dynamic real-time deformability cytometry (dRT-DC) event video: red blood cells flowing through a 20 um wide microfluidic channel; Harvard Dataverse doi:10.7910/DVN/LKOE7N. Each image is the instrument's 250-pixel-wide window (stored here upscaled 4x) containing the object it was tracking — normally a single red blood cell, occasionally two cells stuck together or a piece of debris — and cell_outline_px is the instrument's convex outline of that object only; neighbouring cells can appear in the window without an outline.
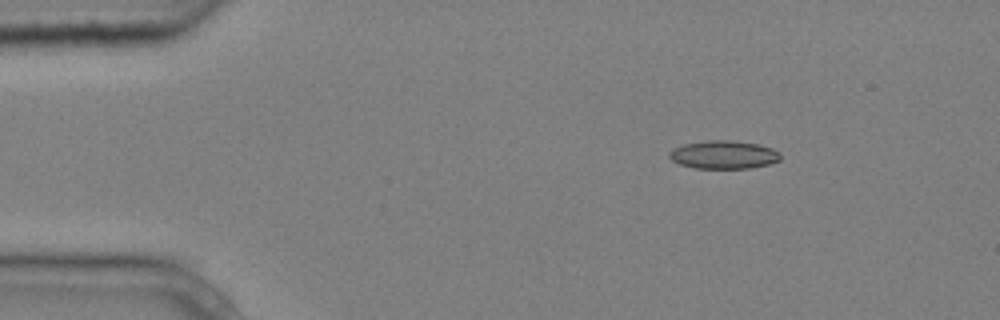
{"species": "common noctule bat (a hibernating species)", "species_latin": "Nyctalus noctula", "temperature_condition": "cold", "stored_images_in_passage": 4, "camera_frame_rate_fps": 3000, "um_per_image_px": 0.085, "animal": {"sex": "male", "body_mass_g": 20.4}, "frame": {"image": 1, "passage_image": 2, "time_ms": 0.333, "image_size_px": [1000, 320], "cell_outline_px": [[780, 160], [768, 164], [748, 168], [692, 168], [680, 164], [672, 160], [668, 156], [668, 152], [684, 144], [708, 140], [728, 140], [760, 144], [772, 148], [780, 152]], "centroid_in_image_um": [61.52, 13.15], "position_along_channel_um": 23.5, "area_um2": 18.21}}
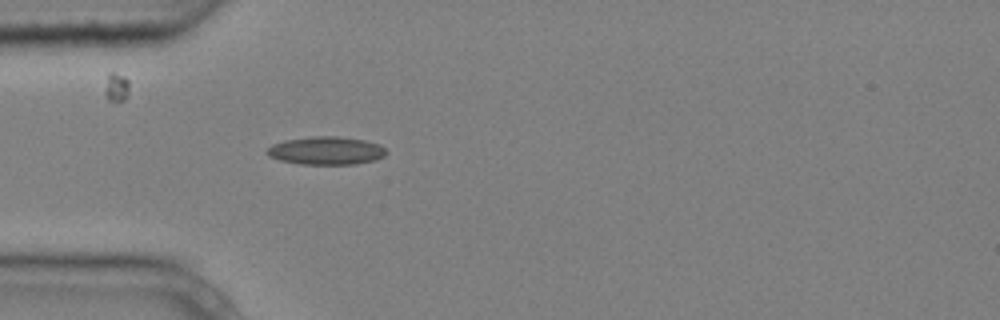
{"frame": {"image": 2, "passage_image": 4, "time_ms": 1.0, "image_size_px": [1000, 320], "cell_outline_px": [[388, 152], [384, 156], [376, 160], [356, 164], [300, 164], [280, 160], [268, 156], [264, 152], [272, 144], [284, 140], [316, 136], [336, 136], [364, 140], [380, 144]], "centroid_in_image_um": [27.72, 12.81], "position_along_channel_um": 57.3, "area_um2": 19.59}}